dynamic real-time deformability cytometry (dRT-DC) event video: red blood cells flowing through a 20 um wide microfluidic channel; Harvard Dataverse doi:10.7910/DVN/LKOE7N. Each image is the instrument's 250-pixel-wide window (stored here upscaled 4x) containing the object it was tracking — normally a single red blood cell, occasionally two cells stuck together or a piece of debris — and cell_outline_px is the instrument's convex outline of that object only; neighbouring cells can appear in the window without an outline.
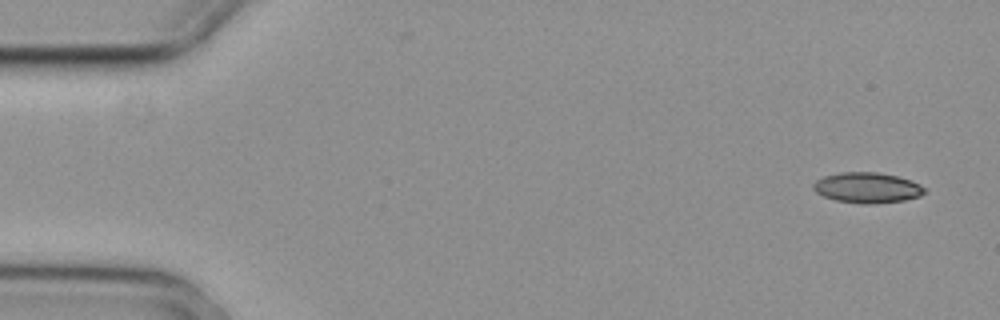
{"species": "common noctule bat (a hibernating species)", "species_latin": "Nyctalus noctula", "temperature_condition": "cold", "stored_images_in_passage": 7, "camera_frame_rate_fps": 3000, "um_per_image_px": 0.085, "animal": {"sex": "female", "body_mass_g": 29.2, "forearm_length_mm": 56.3}, "frame": {"image": 1, "passage_image": 1, "time_ms": 0.0, "image_size_px": [1000, 320], "cell_outline_px": [[924, 192], [920, 196], [904, 200], [872, 204], [860, 204], [836, 200], [824, 196], [816, 192], [812, 188], [812, 184], [816, 180], [824, 176], [840, 172], [876, 172], [896, 176], [920, 184], [924, 188]], "centroid_in_image_um": [73.67, 15.96], "position_along_channel_um": 11.3, "area_um2": 19.65}}
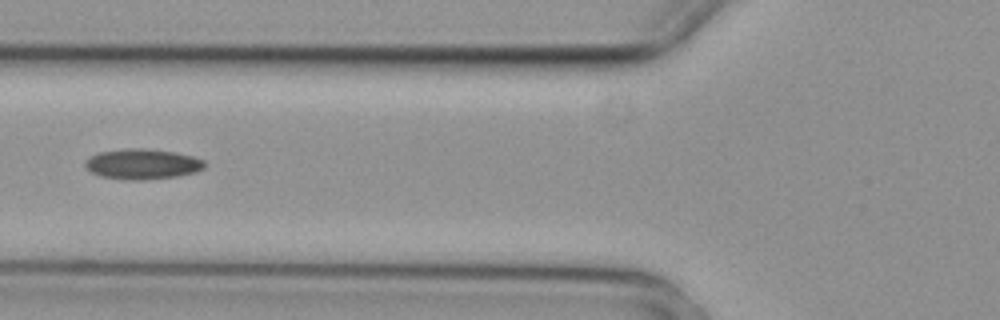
{"frame": {"image": 2, "passage_image": 6, "time_ms": 1.667, "image_size_px": [1000, 320], "cell_outline_px": [[204, 168], [196, 172], [176, 176], [140, 180], [124, 180], [100, 176], [92, 172], [84, 164], [84, 160], [100, 152], [132, 148], [144, 148], [176, 152], [192, 156], [204, 160]], "centroid_in_image_um": [12.11, 13.95], "position_along_channel_um": 113.7, "area_um2": 20.98}}
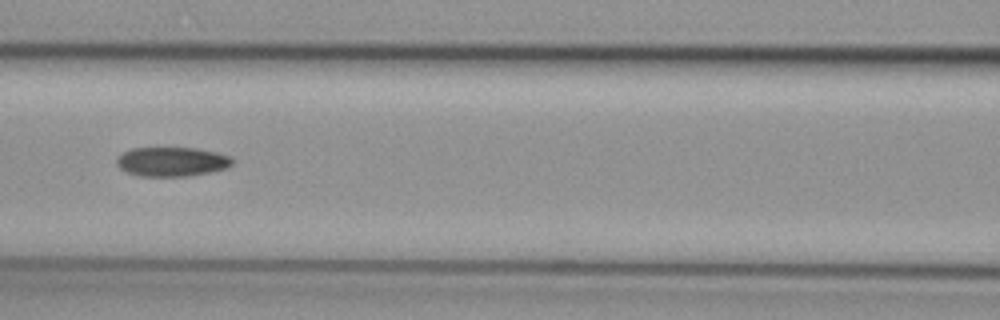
{"frame": {"image": 3, "passage_image": 7, "time_ms": 2.0, "image_size_px": [1000, 320], "cell_outline_px": [[232, 164], [228, 168], [188, 176], [140, 176], [128, 172], [120, 168], [116, 164], [116, 160], [124, 152], [132, 148], [196, 148], [216, 152], [228, 156], [232, 160]], "centroid_in_image_um": [14.6, 13.74], "position_along_channel_um": 152.0, "area_um2": 19.54}}